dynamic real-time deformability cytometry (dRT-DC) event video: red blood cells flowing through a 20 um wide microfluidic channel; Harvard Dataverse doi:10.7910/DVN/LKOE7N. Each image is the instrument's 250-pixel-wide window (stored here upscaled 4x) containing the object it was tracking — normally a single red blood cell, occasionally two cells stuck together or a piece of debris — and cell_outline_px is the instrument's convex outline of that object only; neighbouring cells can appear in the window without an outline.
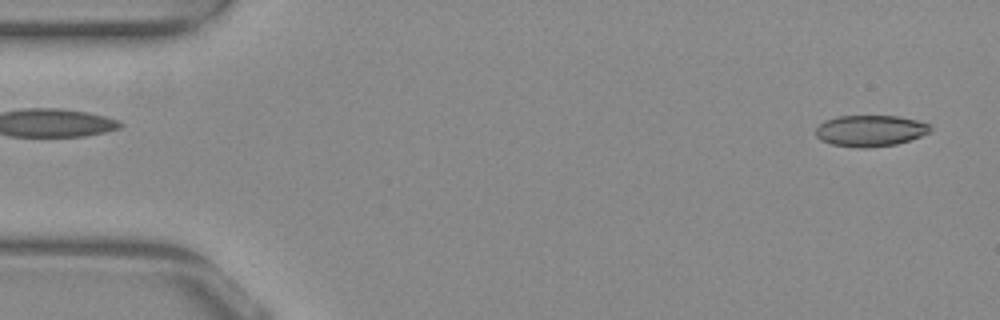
{"species": "common noctule bat (a hibernating species)", "species_latin": "Nyctalus noctula", "temperature_condition": "warm", "stored_images_in_passage": 15, "camera_frame_rate_fps": 3000, "um_per_image_px": 0.085, "animal": {"sex": "female", "body_mass_g": 29.2, "forearm_length_mm": 56.3}, "frame": {"image": 1, "passage_image": 2, "time_ms": 0.333, "image_size_px": [1000, 320], "cell_outline_px": [[932, 128], [928, 132], [920, 136], [896, 144], [864, 148], [860, 148], [832, 144], [820, 140], [816, 136], [816, 128], [824, 120], [836, 116], [900, 116], [916, 120], [928, 124]], "centroid_in_image_um": [73.93, 11.1], "position_along_channel_um": 11.1, "area_um2": 20.75}}
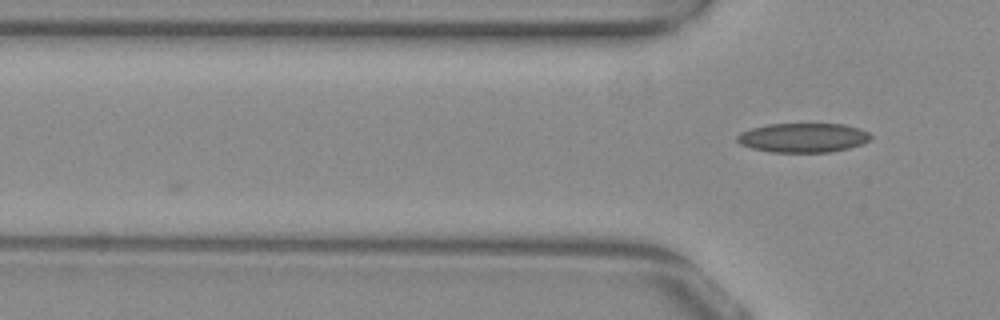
{"frame": {"image": 2, "passage_image": 15, "time_ms": 4.667, "image_size_px": [1000, 320], "cell_outline_px": [[872, 136], [864, 144], [832, 152], [772, 152], [752, 148], [740, 144], [736, 140], [736, 136], [740, 132], [752, 128], [768, 124], [844, 124], [860, 128], [868, 132]], "centroid_in_image_um": [68.27, 11.7], "position_along_channel_um": 57.5, "area_um2": 22.89}}